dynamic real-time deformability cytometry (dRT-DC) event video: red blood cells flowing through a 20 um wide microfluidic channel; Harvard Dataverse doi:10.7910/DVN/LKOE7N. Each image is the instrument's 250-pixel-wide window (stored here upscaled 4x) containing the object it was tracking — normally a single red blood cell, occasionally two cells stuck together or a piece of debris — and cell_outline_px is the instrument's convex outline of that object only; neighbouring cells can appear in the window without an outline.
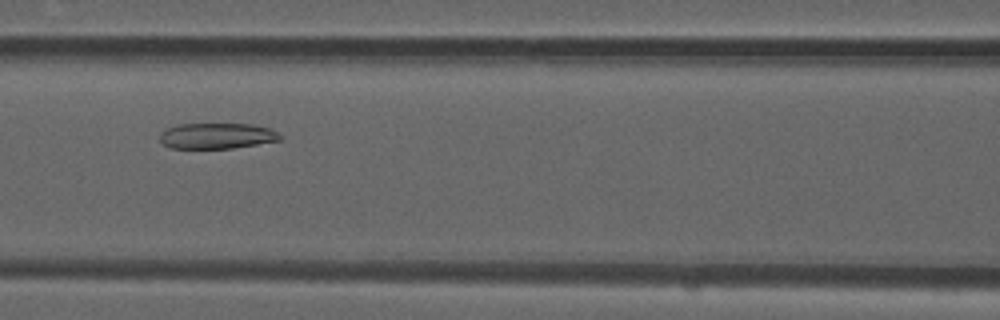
{"species": "common noctule bat (a hibernating species)", "species_latin": "Nyctalus noctula", "temperature_condition": "room temperature", "stored_images_in_passage": 39, "camera_frame_rate_fps": 3000, "um_per_image_px": 0.085, "animal": {"sex": "male", "forearm_length_mm": 52.5}, "frame": {"image": 1, "passage_image": 10, "time_ms": 3.0, "image_size_px": [1000, 320], "cell_outline_px": [[284, 136], [280, 140], [232, 148], [172, 148], [164, 144], [160, 140], [160, 132], [168, 128], [180, 124], [252, 124], [268, 128]], "centroid_in_image_um": [18.44, 11.54], "position_along_channel_um": 148.2, "area_um2": 17.86}}
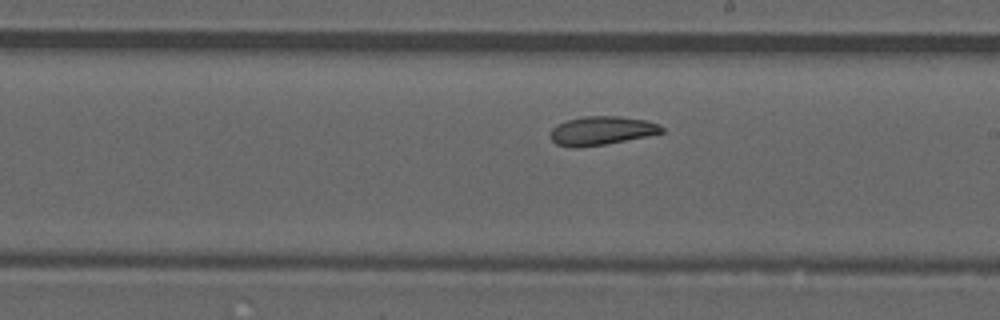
{"frame": {"image": 2, "passage_image": 17, "time_ms": 5.333, "image_size_px": [1000, 320], "cell_outline_px": [[664, 132], [604, 144], [576, 148], [556, 144], [548, 136], [552, 128], [556, 124], [568, 120], [584, 116], [620, 116], [644, 120], [660, 124], [664, 128]], "centroid_in_image_um": [51.09, 11.1], "position_along_channel_um": 237.9, "area_um2": 18.5}}
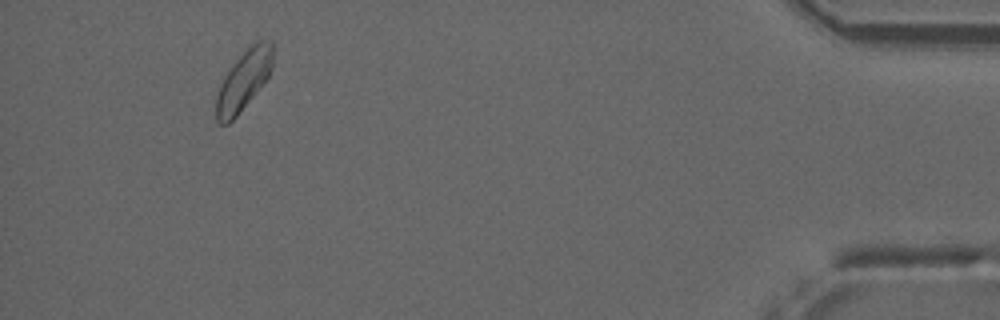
{"frame": {"image": 3, "passage_image": 36, "time_ms": 11.667, "image_size_px": [1000, 320], "cell_outline_px": [[272, 68], [268, 76], [236, 116], [228, 124], [220, 124], [216, 120], [216, 96], [220, 84], [224, 76], [232, 64], [256, 40], [272, 40]], "centroid_in_image_um": [20.69, 6.82], "position_along_channel_um": 414.5, "area_um2": 19.31}, "authors_computed_cell_mechanics": {"area_um2": 19.074, "velocity_mm_per_s": 3.8569, "shape_relaxation_time_tau1_ms": null, "shape_relaxation_time_tau2_ms": 2.389, "deformation_change_tau1": null, "deformation_change_tau2": 0.0858}}